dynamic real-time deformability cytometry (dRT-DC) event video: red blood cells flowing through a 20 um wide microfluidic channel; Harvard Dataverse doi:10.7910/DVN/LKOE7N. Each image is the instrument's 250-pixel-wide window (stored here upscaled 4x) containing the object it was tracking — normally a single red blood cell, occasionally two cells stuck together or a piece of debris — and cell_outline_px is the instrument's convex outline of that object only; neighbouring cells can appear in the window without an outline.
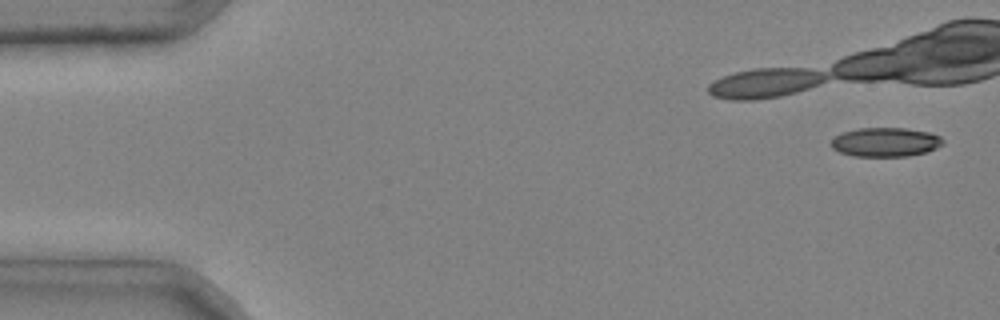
{"species": "common noctule bat (a hibernating species)", "species_latin": "Nyctalus noctula", "temperature_condition": "cold", "stored_images_in_passage": 6, "camera_frame_rate_fps": 3000, "um_per_image_px": 0.085, "animal": {"sex": "male", "body_mass_g": 20.4}, "frame": {"image": 1, "passage_image": 1, "time_ms": 0.0, "image_size_px": [1000, 320], "cell_outline_px": [[944, 144], [928, 152], [908, 156], [852, 156], [840, 152], [832, 148], [832, 140], [836, 136], [844, 132], [860, 128], [904, 128], [928, 132], [940, 136], [944, 140]], "centroid_in_image_um": [75.3, 12.09], "position_along_channel_um": 9.7, "area_um2": 18.9}}